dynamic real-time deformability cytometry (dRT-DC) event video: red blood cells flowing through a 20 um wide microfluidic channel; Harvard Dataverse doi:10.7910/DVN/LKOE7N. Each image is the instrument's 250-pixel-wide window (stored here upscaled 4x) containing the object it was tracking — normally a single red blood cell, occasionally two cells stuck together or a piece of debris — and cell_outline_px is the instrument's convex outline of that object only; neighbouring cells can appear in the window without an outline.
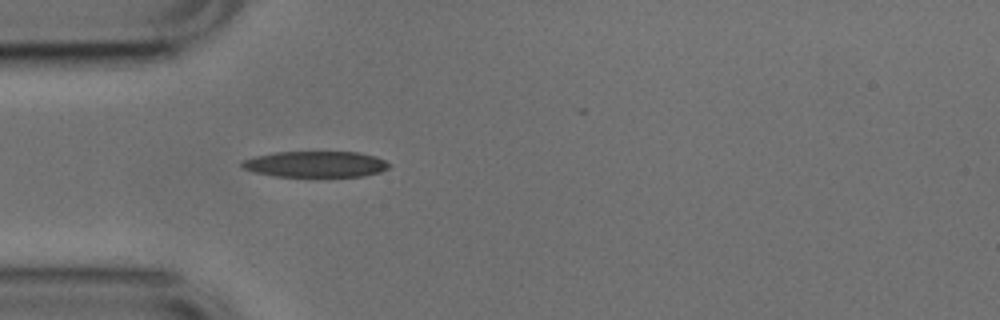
{"species": "common noctule bat (a hibernating species)", "species_latin": "Nyctalus noctula", "temperature_condition": "cold", "stored_images_in_passage": 1, "camera_frame_rate_fps": 3000, "um_per_image_px": 0.085, "animal": {"sex": "male", "body_mass_g": 17.9, "forearm_length_mm": 54.2}, "frame": {"image": 1, "passage_image": 1, "time_ms": 0.0, "image_size_px": [1000, 320], "cell_outline_px": [[392, 164], [388, 168], [380, 172], [364, 176], [276, 176], [252, 172], [244, 168], [240, 164], [240, 160], [256, 156], [276, 152], [360, 152], [376, 156]], "centroid_in_image_um": [26.83, 13.95], "position_along_channel_um": 58.2, "area_um2": 22.37}}